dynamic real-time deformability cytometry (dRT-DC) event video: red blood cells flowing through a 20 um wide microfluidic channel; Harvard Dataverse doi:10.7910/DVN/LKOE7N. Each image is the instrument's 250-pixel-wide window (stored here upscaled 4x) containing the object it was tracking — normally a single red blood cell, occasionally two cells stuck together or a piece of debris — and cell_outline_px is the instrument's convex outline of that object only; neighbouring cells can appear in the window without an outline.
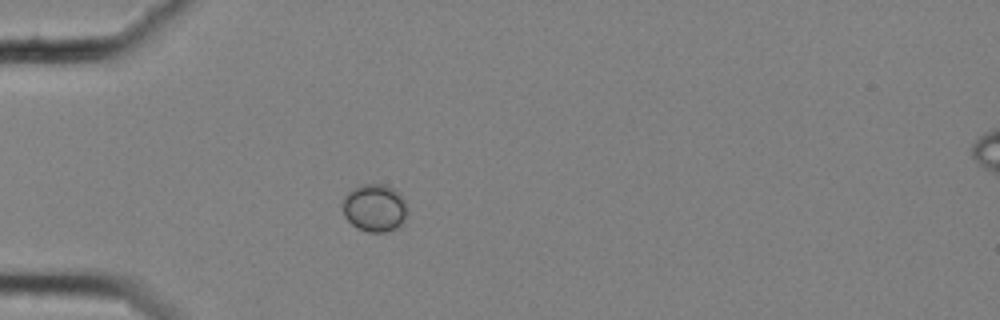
{"species": "common noctule bat (a hibernating species)", "species_latin": "Nyctalus noctula", "temperature_condition": "cold", "stored_images_in_passage": 41, "camera_frame_rate_fps": 3000, "um_per_image_px": 0.085, "animal": {"sex": "female", "body_mass_g": 25.1}, "frame": {"image": 1, "passage_image": 10, "time_ms": 3.0, "image_size_px": [1000, 320], "cell_outline_px": [[404, 224], [400, 228], [384, 232], [368, 232], [356, 228], [344, 216], [344, 196], [352, 188], [360, 184], [384, 184], [392, 188], [404, 200]], "centroid_in_image_um": [31.82, 17.69], "position_along_channel_um": 53.2, "area_um2": 17.8}}
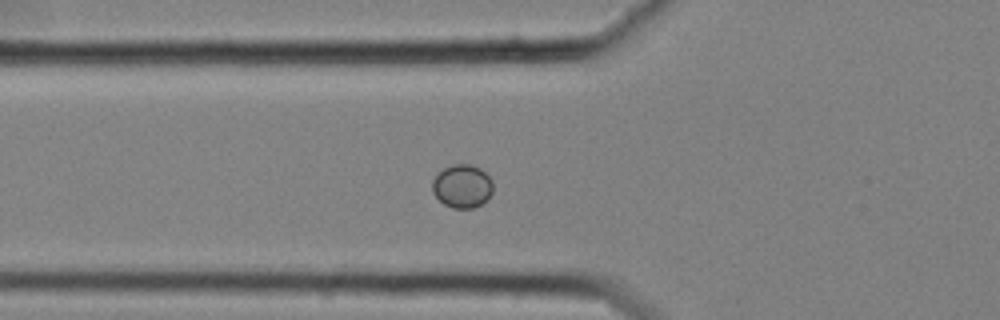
{"frame": {"image": 2, "passage_image": 14, "time_ms": 4.333, "image_size_px": [1000, 320], "cell_outline_px": [[492, 192], [488, 200], [472, 208], [452, 208], [444, 204], [432, 192], [432, 180], [444, 168], [452, 164], [468, 164], [480, 168], [492, 180]], "centroid_in_image_um": [39.29, 15.83], "position_along_channel_um": 86.5, "area_um2": 15.26}}
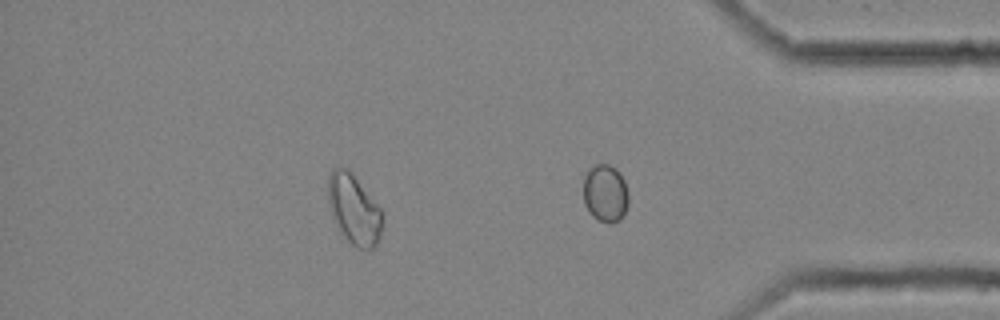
{"frame": {"image": 3, "passage_image": 40, "time_ms": 13.0, "image_size_px": [1000, 320], "cell_outline_px": [[380, 236], [376, 244], [372, 248], [356, 248], [336, 228], [328, 208], [328, 176], [336, 168], [348, 168], [380, 208]], "centroid_in_image_um": [30.02, 17.8], "position_along_channel_um": 405.2, "area_um2": 21.73}}